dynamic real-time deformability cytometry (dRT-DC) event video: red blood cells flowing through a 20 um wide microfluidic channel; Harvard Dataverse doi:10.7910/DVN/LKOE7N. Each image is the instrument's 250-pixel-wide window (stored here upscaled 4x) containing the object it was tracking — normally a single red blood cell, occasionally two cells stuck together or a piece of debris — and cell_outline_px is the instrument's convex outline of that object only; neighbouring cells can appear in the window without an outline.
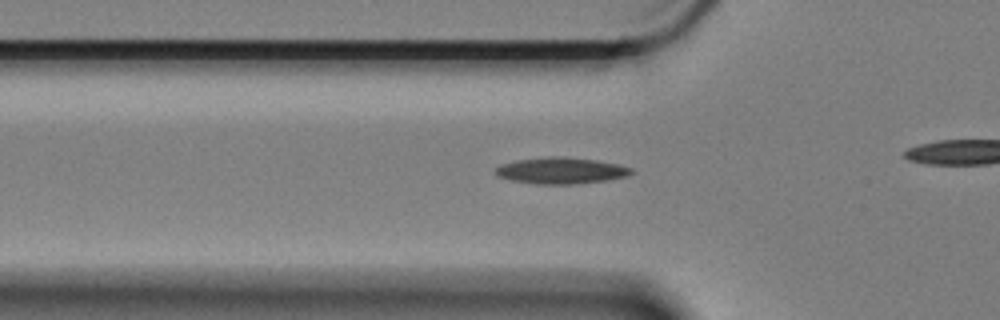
{"species": "Egyptian fruit bat (a non-hibernating species)", "species_latin": "Rousettus aegyptiacus", "temperature_condition": "cold", "stored_images_in_passage": 47, "camera_frame_rate_fps": 3000, "um_per_image_px": 0.085, "animal": {"sex": "female"}, "frame": {"image": 1, "passage_image": 19, "time_ms": 6.0, "image_size_px": [1000, 320], "cell_outline_px": [[636, 172], [628, 176], [608, 180], [576, 184], [536, 184], [512, 180], [496, 176], [496, 168], [500, 164], [516, 160], [548, 156], [560, 156], [596, 160], [616, 164], [632, 168]], "centroid_in_image_um": [47.7, 14.5], "position_along_channel_um": 78.1, "area_um2": 20.98}}
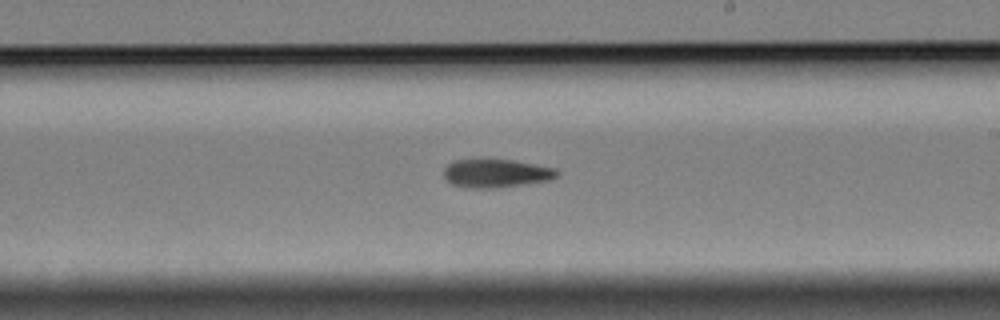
{"frame": {"image": 2, "passage_image": 34, "time_ms": 11.0, "image_size_px": [1000, 320], "cell_outline_px": [[560, 172], [556, 176], [548, 180], [492, 188], [472, 188], [452, 184], [444, 176], [444, 168], [452, 160], [512, 160], [556, 168]], "centroid_in_image_um": [42.15, 14.72], "position_along_channel_um": 246.8, "area_um2": 18.32}}
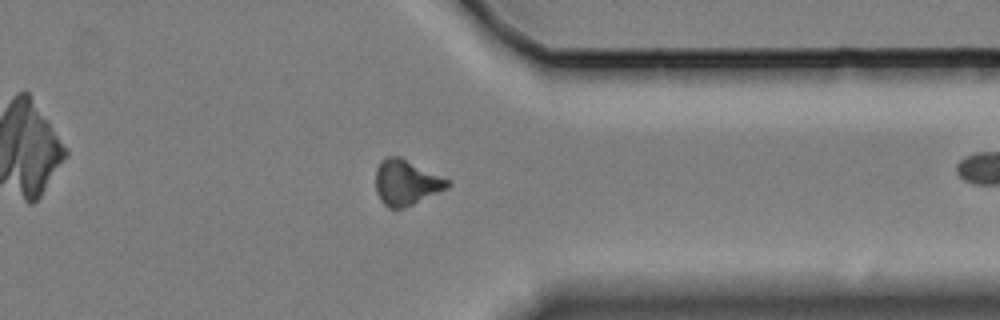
{"frame": {"image": 3, "passage_image": 46, "time_ms": 15.0, "image_size_px": [1000, 320], "cell_outline_px": [[452, 184], [448, 188], [404, 208], [388, 208], [380, 200], [376, 192], [376, 168], [380, 160], [388, 156], [400, 156], [452, 180]], "centroid_in_image_um": [34.55, 15.5], "position_along_channel_um": 376.9, "area_um2": 19.31}}